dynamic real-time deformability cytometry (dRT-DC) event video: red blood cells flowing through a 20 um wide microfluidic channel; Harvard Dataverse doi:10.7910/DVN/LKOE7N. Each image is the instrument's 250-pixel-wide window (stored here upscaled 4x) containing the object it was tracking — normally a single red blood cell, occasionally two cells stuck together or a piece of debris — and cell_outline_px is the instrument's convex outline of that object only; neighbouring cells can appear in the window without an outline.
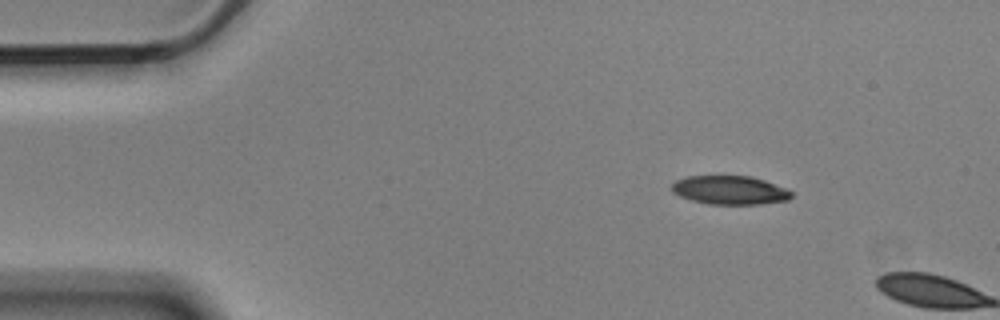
{"species": "Egyptian fruit bat (a non-hibernating species)", "species_latin": "Rousettus aegyptiacus", "temperature_condition": "cold", "stored_images_in_passage": 3, "camera_frame_rate_fps": 3000, "um_per_image_px": 0.085, "animal": {"sex": "male"}, "frame": {"image": 1, "passage_image": 2, "time_ms": 0.333, "image_size_px": [1000, 320], "cell_outline_px": [[792, 196], [788, 200], [760, 204], [708, 204], [692, 200], [680, 196], [672, 192], [672, 184], [676, 180], [688, 176], [752, 176], [788, 188], [792, 192]], "centroid_in_image_um": [62.06, 16.16], "position_along_channel_um": 22.9, "area_um2": 20.06}}